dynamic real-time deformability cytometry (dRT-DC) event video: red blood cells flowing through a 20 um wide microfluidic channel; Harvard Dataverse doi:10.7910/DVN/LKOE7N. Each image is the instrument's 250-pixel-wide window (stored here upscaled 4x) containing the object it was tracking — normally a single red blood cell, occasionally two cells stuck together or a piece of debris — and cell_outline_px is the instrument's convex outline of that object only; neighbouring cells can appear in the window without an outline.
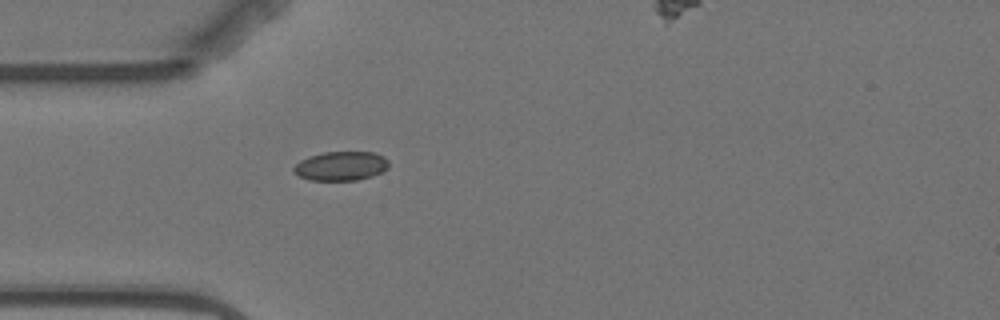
{"species": "Egyptian fruit bat (a non-hibernating species)", "species_latin": "Rousettus aegyptiacus", "temperature_condition": "warm", "stored_images_in_passage": 2, "segment_of_instrument_passage": [1, 2], "camera_frame_rate_fps": 3000, "um_per_image_px": 0.085, "animal": {"sex": "female"}, "frame": {"image": 1, "passage_image": 1, "time_ms": 0.0, "image_size_px": [1000, 320], "cell_outline_px": [[388, 168], [372, 176], [356, 180], [308, 180], [292, 172], [292, 168], [300, 160], [324, 152], [372, 152], [384, 156], [388, 160]], "centroid_in_image_um": [28.97, 14.11], "position_along_channel_um": 56.0, "area_um2": 16.07}}